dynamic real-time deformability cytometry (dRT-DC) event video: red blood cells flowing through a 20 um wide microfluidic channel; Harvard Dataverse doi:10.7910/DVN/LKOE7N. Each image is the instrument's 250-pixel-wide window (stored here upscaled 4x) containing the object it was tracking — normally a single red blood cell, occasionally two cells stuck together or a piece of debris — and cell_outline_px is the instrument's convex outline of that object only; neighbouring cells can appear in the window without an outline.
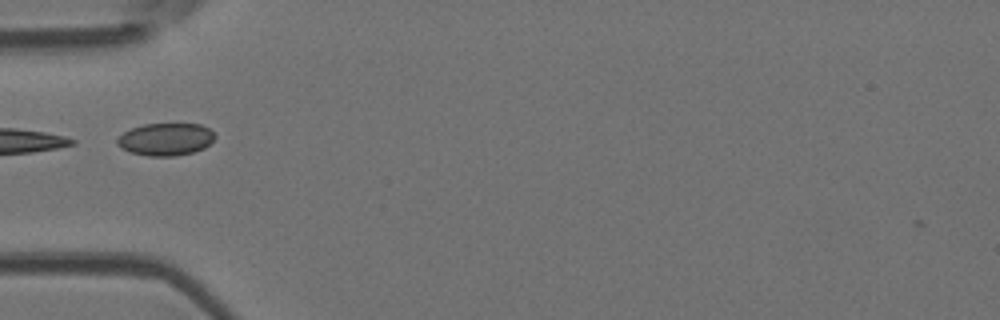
{"species": "Egyptian fruit bat (a non-hibernating species)", "species_latin": "Rousettus aegyptiacus", "temperature_condition": "room temperature", "stored_images_in_passage": 6, "camera_frame_rate_fps": 3000, "um_per_image_px": 0.085, "animal": {"sex": "female"}, "frame": {"image": 1, "passage_image": 1, "time_ms": 0.0, "image_size_px": [1000, 320], "cell_outline_px": [[216, 136], [204, 148], [192, 152], [176, 156], [148, 156], [132, 152], [116, 144], [116, 140], [124, 132], [132, 128], [144, 124], [200, 124], [208, 128]], "centroid_in_image_um": [14.09, 11.84], "position_along_channel_um": 70.9, "area_um2": 18.21}}